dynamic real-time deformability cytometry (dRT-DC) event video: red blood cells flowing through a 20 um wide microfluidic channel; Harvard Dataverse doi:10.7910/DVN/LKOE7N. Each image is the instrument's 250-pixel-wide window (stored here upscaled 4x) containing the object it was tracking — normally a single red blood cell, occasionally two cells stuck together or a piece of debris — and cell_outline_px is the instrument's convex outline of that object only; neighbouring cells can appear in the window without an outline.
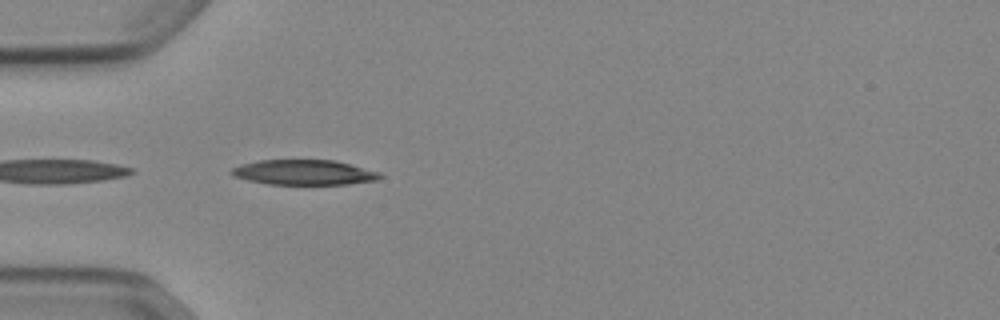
{"species": "Egyptian fruit bat (a non-hibernating species)", "species_latin": "Rousettus aegyptiacus", "temperature_condition": "cold", "stored_images_in_passage": 24, "camera_frame_rate_fps": 3000, "um_per_image_px": 0.085, "animal": {"sex": "female"}, "frame": {"image": 1, "passage_image": 1, "time_ms": 0.0, "image_size_px": [1000, 320], "cell_outline_px": [[384, 176], [376, 180], [348, 184], [268, 184], [248, 180], [232, 176], [228, 172], [232, 168], [240, 164], [260, 160], [332, 160], [380, 172]], "centroid_in_image_um": [25.79, 14.65], "position_along_channel_um": 59.2, "area_um2": 21.62}}